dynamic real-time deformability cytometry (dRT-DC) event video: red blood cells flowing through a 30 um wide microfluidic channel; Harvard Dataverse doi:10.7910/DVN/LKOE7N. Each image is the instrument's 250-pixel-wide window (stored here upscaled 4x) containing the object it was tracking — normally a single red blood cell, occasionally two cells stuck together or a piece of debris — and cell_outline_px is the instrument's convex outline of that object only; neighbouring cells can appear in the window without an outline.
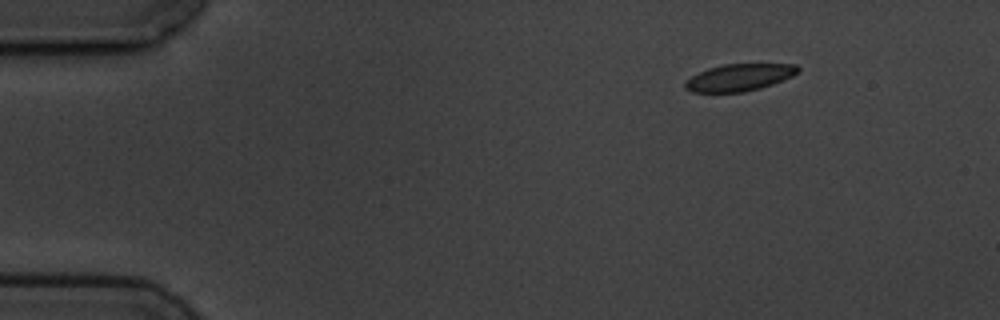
{"species": "common noctule bat (a hibernating species)", "species_latin": "Nyctalus noctula", "temperature_condition": "cold", "stored_images_in_passage": 7, "camera_frame_rate_fps": 3000, "um_per_image_px": 0.085, "animal": {"sex": "male", "body_mass_g": 19.5, "forearm_length_mm": 54.6}, "frame": {"image": 1, "passage_image": 1, "time_ms": 0.0, "image_size_px": [1000, 320], "cell_outline_px": [[800, 72], [792, 76], [772, 84], [760, 88], [744, 92], [692, 92], [684, 88], [684, 84], [692, 76], [708, 68], [724, 64], [796, 64], [800, 68]], "centroid_in_image_um": [62.86, 6.58], "position_along_channel_um": 22.1, "area_um2": 17.69}}
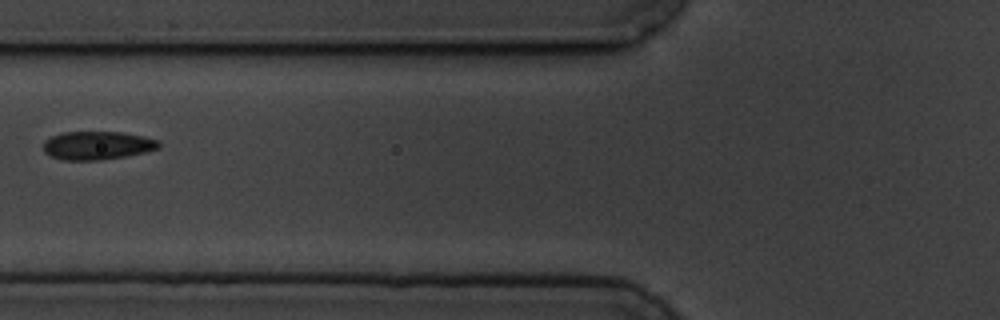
{"frame": {"image": 2, "passage_image": 5, "time_ms": 5.0, "image_size_px": [1000, 320], "cell_outline_px": [[160, 148], [144, 152], [124, 156], [100, 160], [64, 160], [52, 156], [44, 152], [44, 140], [52, 136], [64, 132], [120, 132], [144, 136], [160, 140]], "centroid_in_image_um": [8.29, 12.36], "position_along_channel_um": 117.5, "area_um2": 19.02}}
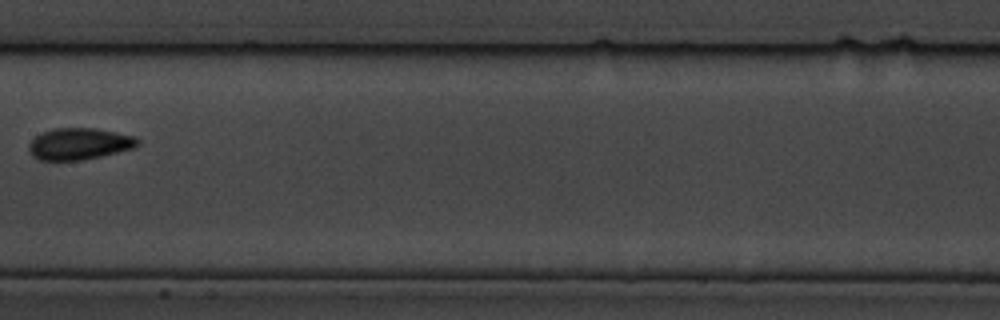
{"frame": {"image": 3, "passage_image": 7, "time_ms": 7.333, "image_size_px": [1000, 320], "cell_outline_px": [[140, 144], [132, 148], [100, 156], [80, 160], [40, 160], [32, 156], [28, 148], [28, 144], [36, 136], [44, 132], [56, 128], [96, 128], [136, 136], [140, 140]], "centroid_in_image_um": [6.74, 12.22], "position_along_channel_um": 200.7, "area_um2": 19.94}}